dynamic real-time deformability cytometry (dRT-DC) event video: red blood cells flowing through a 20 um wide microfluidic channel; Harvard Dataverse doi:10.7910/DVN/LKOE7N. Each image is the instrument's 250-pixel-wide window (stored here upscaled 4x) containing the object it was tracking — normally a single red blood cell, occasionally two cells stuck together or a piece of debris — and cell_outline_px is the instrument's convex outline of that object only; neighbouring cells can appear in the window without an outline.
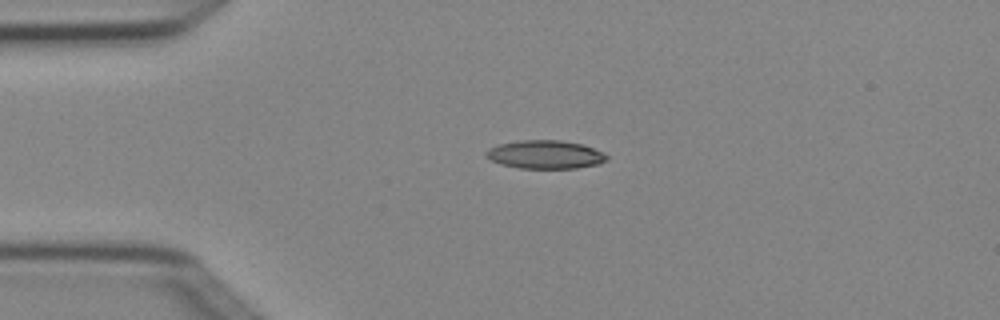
{"species": "Egyptian fruit bat (a non-hibernating species)", "species_latin": "Rousettus aegyptiacus", "temperature_condition": "cold", "stored_images_in_passage": 4, "camera_frame_rate_fps": 3000, "um_per_image_px": 0.085, "animal": {"sex": "female"}, "frame": {"image": 1, "passage_image": 3, "time_ms": 0.667, "image_size_px": [1000, 320], "cell_outline_px": [[608, 160], [600, 164], [576, 168], [520, 168], [500, 164], [492, 160], [484, 152], [488, 148], [500, 144], [520, 140], [560, 140], [580, 144], [592, 148], [608, 156]], "centroid_in_image_um": [46.34, 13.14], "position_along_channel_um": 38.7, "area_um2": 19.77}}